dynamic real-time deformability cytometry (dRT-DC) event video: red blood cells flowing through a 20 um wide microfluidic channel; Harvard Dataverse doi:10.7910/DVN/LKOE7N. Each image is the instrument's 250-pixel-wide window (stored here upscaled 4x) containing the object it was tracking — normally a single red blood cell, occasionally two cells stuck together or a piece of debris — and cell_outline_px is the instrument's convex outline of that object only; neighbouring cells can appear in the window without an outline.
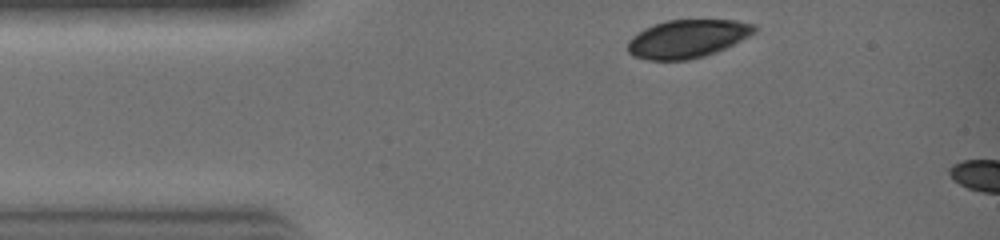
{"species": "common noctule bat (a hibernating species)", "species_latin": "Nyctalus noctula", "temperature_condition": "warm", "stored_images_in_passage": 3, "camera_frame_rate_fps": 3000, "um_per_image_px": 0.085, "animal": {"sex": "female", "body_mass_g": 19.0, "forearm_length_mm": 51.5}, "frame": {"image": 1, "passage_image": 1, "time_ms": 0.0, "image_size_px": [1000, 240], "cell_outline_px": [[756, 32], [716, 52], [704, 56], [688, 60], [648, 60], [632, 56], [628, 52], [628, 40], [632, 36], [644, 28], [668, 20], [736, 20], [756, 24]], "centroid_in_image_um": [58.41, 3.29], "position_along_channel_um": 26.6, "area_um2": 28.09}}